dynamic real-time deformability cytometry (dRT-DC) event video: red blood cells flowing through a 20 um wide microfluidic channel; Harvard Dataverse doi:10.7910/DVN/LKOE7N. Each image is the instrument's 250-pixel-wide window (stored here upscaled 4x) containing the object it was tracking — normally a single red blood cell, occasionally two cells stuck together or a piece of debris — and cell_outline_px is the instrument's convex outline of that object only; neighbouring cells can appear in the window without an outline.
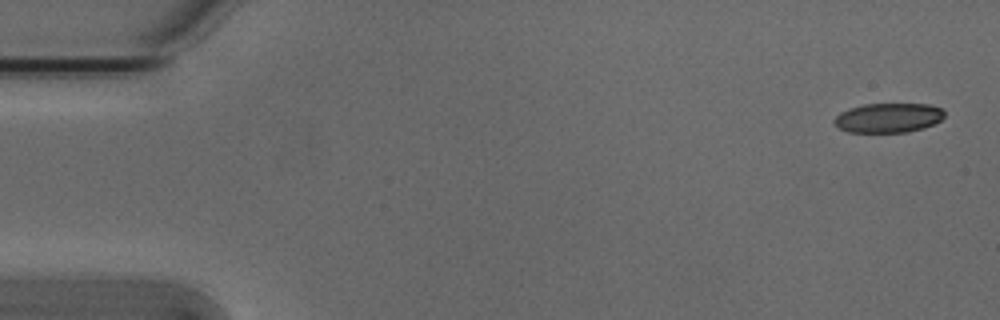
{"species": "Egyptian fruit bat (a non-hibernating species)", "species_latin": "Rousettus aegyptiacus", "temperature_condition": "cold", "stored_images_in_passage": 52, "camera_frame_rate_fps": 3000, "um_per_image_px": 0.085, "animal": {"sex": "male"}, "frame": {"image": 1, "passage_image": 1, "time_ms": 0.0, "image_size_px": [1000, 320], "cell_outline_px": [[944, 116], [940, 120], [924, 128], [908, 132], [848, 132], [840, 128], [832, 120], [840, 112], [848, 108], [864, 104], [928, 104], [940, 108], [944, 112]], "centroid_in_image_um": [75.48, 10.01], "position_along_channel_um": 9.5, "area_um2": 18.9}}
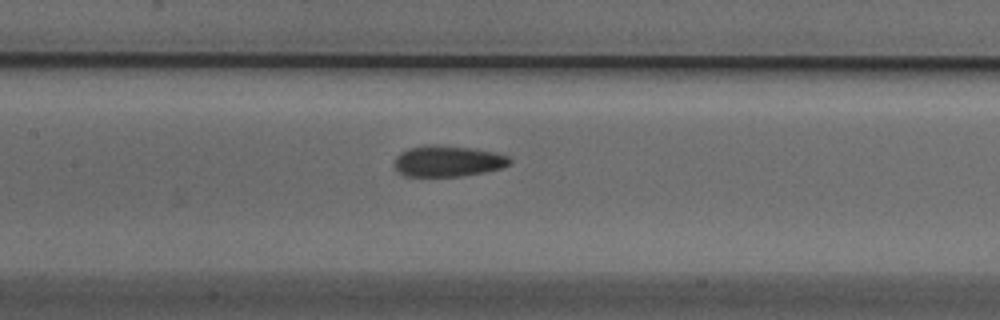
{"frame": {"image": 2, "passage_image": 24, "time_ms": 7.667, "image_size_px": [1000, 320], "cell_outline_px": [[512, 164], [504, 168], [484, 172], [460, 176], [404, 176], [396, 172], [396, 156], [400, 152], [408, 148], [428, 144], [432, 144], [472, 148], [496, 152], [508, 156], [512, 160]], "centroid_in_image_um": [38.09, 13.69], "position_along_channel_um": 169.3, "area_um2": 21.1}}
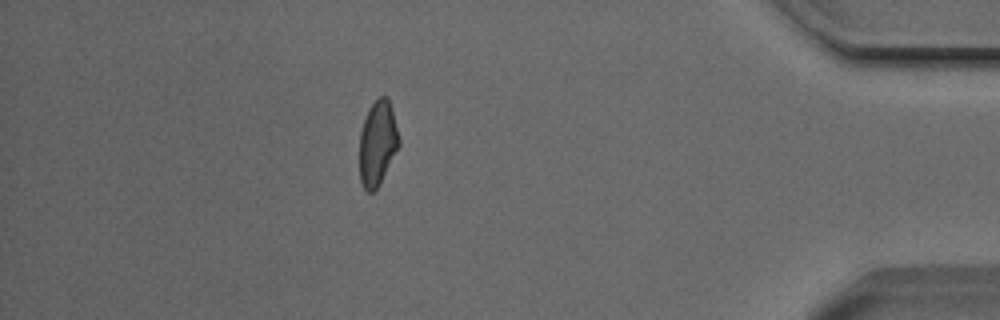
{"frame": {"image": 3, "passage_image": 46, "time_ms": 15.0, "image_size_px": [1000, 320], "cell_outline_px": [[400, 144], [380, 184], [372, 192], [368, 192], [364, 188], [360, 180], [360, 132], [368, 108], [380, 96], [388, 96], [392, 108], [400, 140]], "centroid_in_image_um": [32.1, 12.15], "position_along_channel_um": 403.1, "area_um2": 19.48}, "authors_computed_cell_mechanics": {"area_um2": 20.519, "velocity_mm_per_s": 3.8341, "shape_relaxation_time_tau1_ms": null, "shape_relaxation_time_tau2_ms": 2.1861, "deformation_change_tau1": null, "deformation_change_tau2": 0.0797}}